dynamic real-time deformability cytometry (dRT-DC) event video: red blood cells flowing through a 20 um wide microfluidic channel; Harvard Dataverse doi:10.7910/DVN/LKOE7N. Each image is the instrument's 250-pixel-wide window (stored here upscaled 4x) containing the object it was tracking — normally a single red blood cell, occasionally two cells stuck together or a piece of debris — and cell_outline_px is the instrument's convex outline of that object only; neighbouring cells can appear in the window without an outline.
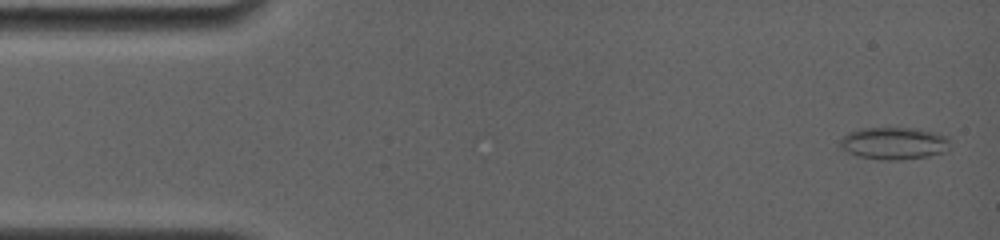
{"species": "common noctule bat (a hibernating species)", "species_latin": "Nyctalus noctula", "temperature_condition": "room temperature", "stored_images_in_passage": 80, "camera_frame_rate_fps": 4000, "um_per_image_px": 0.085, "animal": {"sex": "female", "body_mass_g": 19.0, "forearm_length_mm": 56.7}, "frame": {"image": 1, "passage_image": 3, "time_ms": 0.25, "image_size_px": [1000, 240], "cell_outline_px": [[948, 148], [944, 152], [928, 156], [904, 160], [888, 160], [860, 156], [848, 152], [840, 144], [840, 140], [848, 132], [864, 128], [916, 128], [936, 132], [948, 136]], "centroid_in_image_um": [76.03, 12.17], "position_along_channel_um": 9.0, "area_um2": 20.52}}
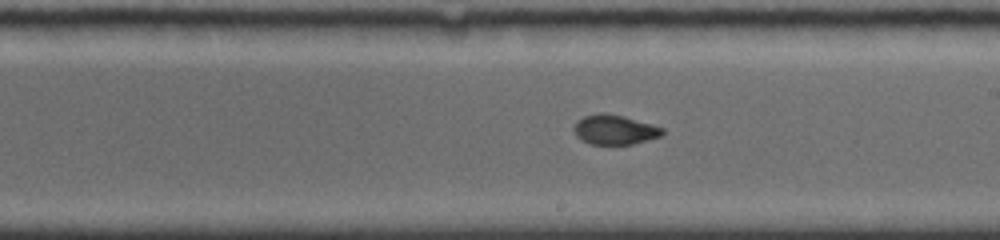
{"frame": {"image": 2, "passage_image": 46, "time_ms": 9.25, "image_size_px": [1000, 240], "cell_outline_px": [[664, 132], [660, 136], [632, 144], [592, 144], [576, 136], [572, 128], [584, 116], [600, 112], [604, 112], [624, 116], [652, 124], [664, 128]], "centroid_in_image_um": [52.25, 11.01], "position_along_channel_um": 236.7, "area_um2": 15.14}}
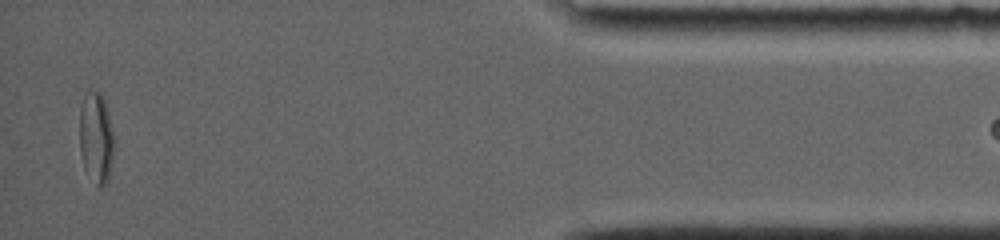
{"frame": {"image": 3, "passage_image": 79, "time_ms": 15.75, "image_size_px": [1000, 240], "cell_outline_px": [[112, 164], [108, 180], [100, 188], [84, 168], [80, 152], [80, 108], [84, 96], [88, 92], [100, 92], [104, 100], [108, 112], [112, 128]], "centroid_in_image_um": [8.15, 11.71], "position_along_channel_um": 427.0, "area_um2": 17.86}}